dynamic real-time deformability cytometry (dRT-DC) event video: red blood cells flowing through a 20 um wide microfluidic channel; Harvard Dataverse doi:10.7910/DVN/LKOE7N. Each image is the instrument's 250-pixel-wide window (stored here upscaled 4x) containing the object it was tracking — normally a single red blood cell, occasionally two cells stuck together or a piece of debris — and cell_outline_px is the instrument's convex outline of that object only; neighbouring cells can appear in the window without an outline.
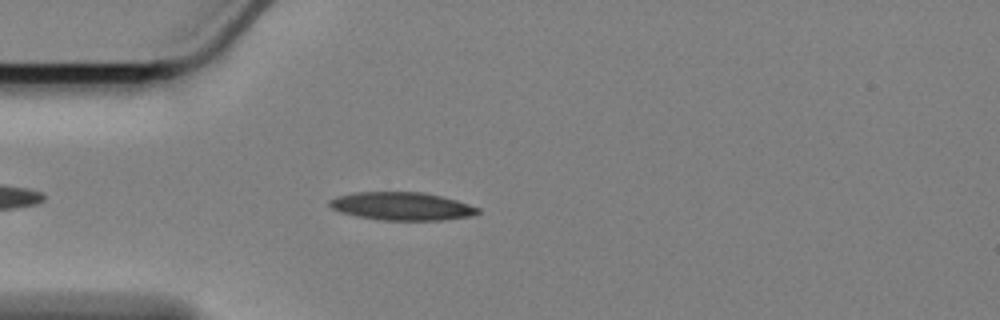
{"species": "Egyptian fruit bat (a non-hibernating species)", "species_latin": "Rousettus aegyptiacus", "temperature_condition": "cold", "stored_images_in_passage": 25, "camera_frame_rate_fps": 3000, "um_per_image_px": 0.085, "animal": {"sex": "female"}, "frame": {"image": 1, "passage_image": 6, "time_ms": 1.667, "image_size_px": [1000, 320], "cell_outline_px": [[480, 212], [468, 216], [440, 220], [380, 220], [356, 216], [340, 212], [332, 208], [328, 204], [328, 200], [336, 196], [352, 192], [420, 192], [440, 196], [456, 200], [480, 208]], "centroid_in_image_um": [34.09, 17.52], "position_along_channel_um": 50.9, "area_um2": 24.16}}
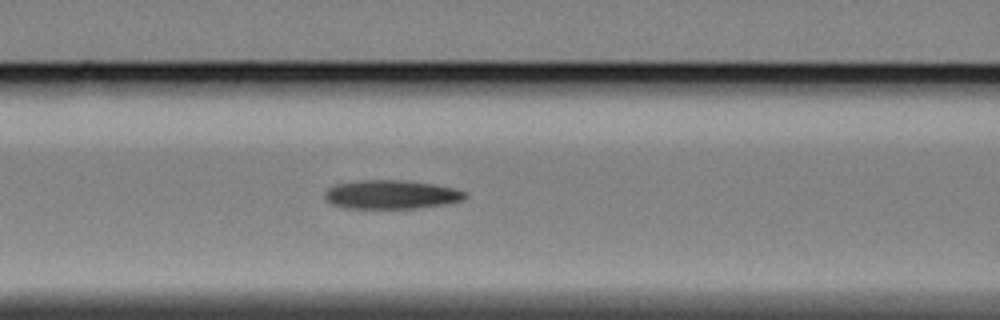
{"frame": {"image": 2, "passage_image": 14, "time_ms": 4.333, "image_size_px": [1000, 320], "cell_outline_px": [[468, 196], [464, 200], [448, 204], [416, 208], [344, 208], [332, 204], [324, 200], [324, 192], [328, 188], [336, 184], [356, 180], [404, 180], [432, 184], [452, 188], [468, 192]], "centroid_in_image_um": [33.25, 16.54], "position_along_channel_um": 133.4, "area_um2": 23.81}}
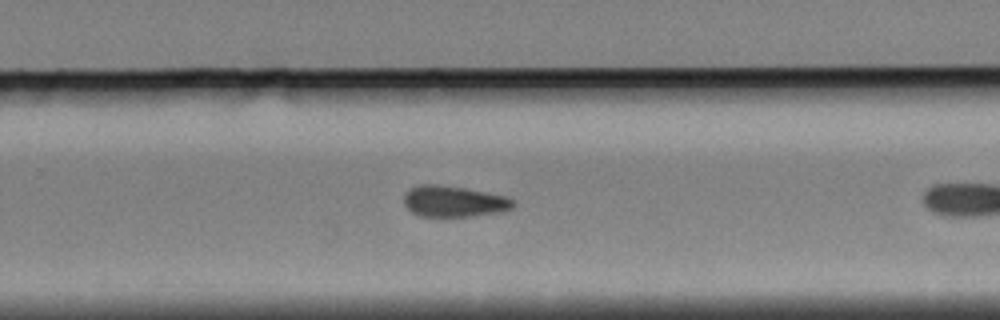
{"frame": {"image": 3, "passage_image": 24, "time_ms": 7.667, "image_size_px": [1000, 320], "cell_outline_px": [[516, 204], [512, 208], [496, 212], [468, 216], [420, 216], [412, 212], [404, 204], [404, 196], [412, 188], [420, 184], [436, 184], [464, 188], [504, 196], [512, 200]], "centroid_in_image_um": [38.54, 17.11], "position_along_channel_um": 291.3, "area_um2": 19.31}}